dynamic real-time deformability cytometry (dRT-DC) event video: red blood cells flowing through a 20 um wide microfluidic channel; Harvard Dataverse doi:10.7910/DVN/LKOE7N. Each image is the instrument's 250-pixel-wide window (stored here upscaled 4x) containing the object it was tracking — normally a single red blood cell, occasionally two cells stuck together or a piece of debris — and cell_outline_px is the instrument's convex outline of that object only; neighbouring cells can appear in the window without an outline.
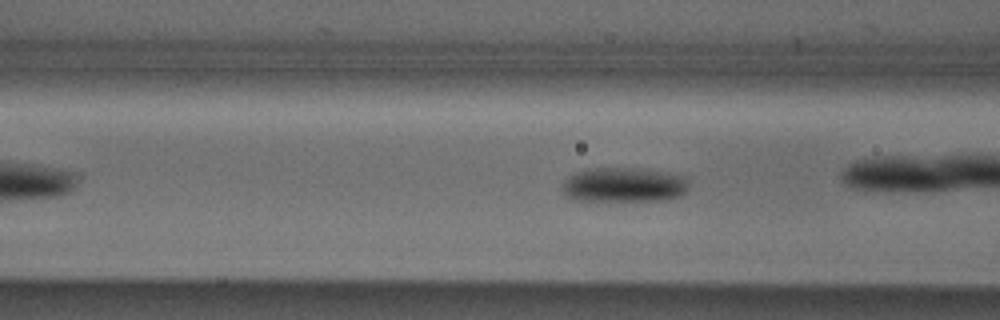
{"species": "Egyptian fruit bat (a non-hibernating species)", "species_latin": "Rousettus aegyptiacus", "temperature_condition": "cold", "stored_images_in_passage": 47, "camera_frame_rate_fps": 3000, "um_per_image_px": 0.085, "animal": {"sex": "male"}, "frame": {"image": 1, "passage_image": 14, "time_ms": 4.333, "image_size_px": [1000, 320], "cell_outline_px": [[688, 192], [680, 196], [668, 200], [576, 200], [568, 196], [560, 188], [564, 180], [568, 176], [576, 172], [588, 168], [640, 168], [668, 172], [688, 176]], "centroid_in_image_um": [53.09, 15.7], "position_along_channel_um": 113.5, "area_um2": 25.95}, "authors_computed_cell_mechanics": {"area_um2": 23.1778, "velocity_mm_per_s": 3.8697, "shape_relaxation_time_tau1_ms": 2.5481, "shape_relaxation_time_tau2_ms": null, "deformation_change_tau1": 0.0946, "deformation_change_tau2": null}}